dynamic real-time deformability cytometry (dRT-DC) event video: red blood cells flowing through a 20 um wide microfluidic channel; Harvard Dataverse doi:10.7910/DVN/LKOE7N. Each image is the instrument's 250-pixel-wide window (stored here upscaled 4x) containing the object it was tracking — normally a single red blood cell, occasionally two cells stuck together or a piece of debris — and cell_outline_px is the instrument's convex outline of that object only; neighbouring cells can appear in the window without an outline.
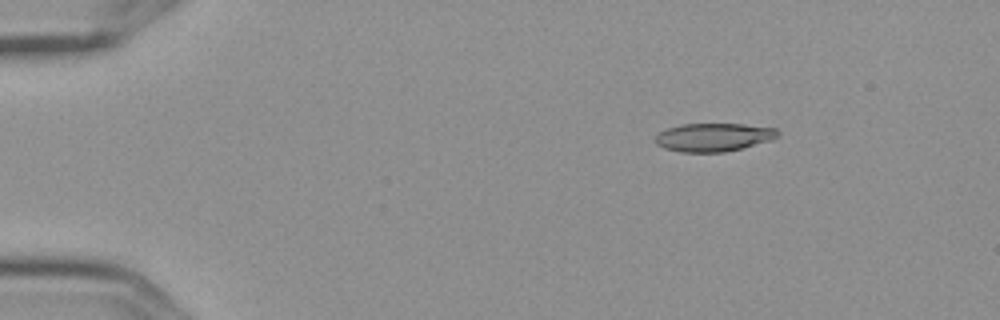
{"species": "Egyptian fruit bat (a non-hibernating species)", "species_latin": "Rousettus aegyptiacus", "temperature_condition": "cold", "stored_images_in_passage": 5, "camera_frame_rate_fps": 3000, "um_per_image_px": 0.085, "frame": {"image": 1, "passage_image": 5, "time_ms": 1.333, "image_size_px": [1000, 320], "cell_outline_px": [[780, 136], [772, 140], [724, 152], [680, 152], [664, 148], [656, 144], [656, 136], [660, 132], [668, 128], [680, 124], [744, 124], [776, 128], [780, 132]], "centroid_in_image_um": [60.68, 11.66], "position_along_channel_um": 24.3, "area_um2": 20.17}}